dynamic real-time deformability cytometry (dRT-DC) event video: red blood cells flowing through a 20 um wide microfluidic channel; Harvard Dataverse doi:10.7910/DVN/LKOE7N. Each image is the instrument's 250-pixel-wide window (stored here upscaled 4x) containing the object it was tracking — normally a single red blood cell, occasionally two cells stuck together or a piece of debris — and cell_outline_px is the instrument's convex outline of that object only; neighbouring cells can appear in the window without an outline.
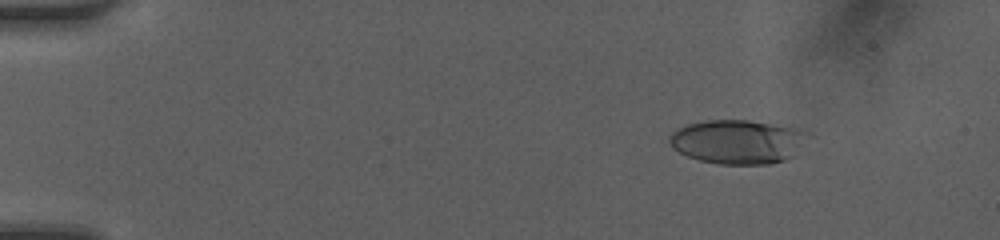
{"species": "human", "species_latin": "Homo sapiens", "temperature_condition": "room temperature", "stored_images_in_passage": 49, "camera_frame_rate_fps": 3000, "um_per_image_px": 0.085, "donor": {"sex": "female"}, "frame": {"image": 1, "passage_image": 7, "time_ms": 2.0, "image_size_px": [1000, 240], "cell_outline_px": [[804, 132], [792, 156], [784, 160], [768, 164], [720, 164], [700, 160], [688, 156], [672, 148], [668, 140], [668, 136], [672, 132], [688, 124], [708, 120], [748, 120], [800, 128]], "centroid_in_image_um": [62.59, 12.04], "position_along_channel_um": 22.4, "area_um2": 34.74}}
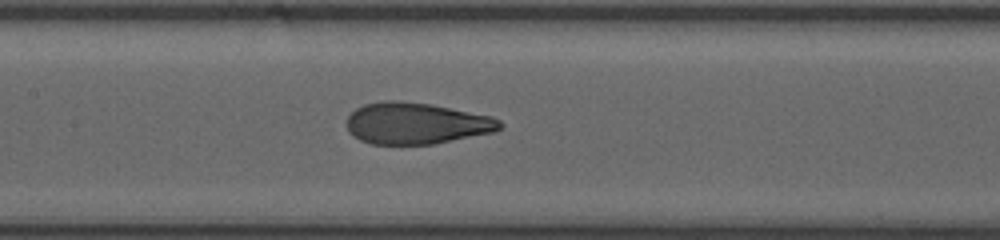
{"frame": {"image": 2, "passage_image": 25, "time_ms": 8.0, "image_size_px": [1000, 240], "cell_outline_px": [[504, 124], [496, 132], [432, 144], [372, 144], [360, 140], [352, 136], [348, 132], [348, 116], [356, 108], [364, 104], [388, 100], [400, 100], [432, 104], [492, 116], [500, 120]], "centroid_in_image_um": [35.4, 10.48], "position_along_channel_um": 172.0, "area_um2": 37.22}}
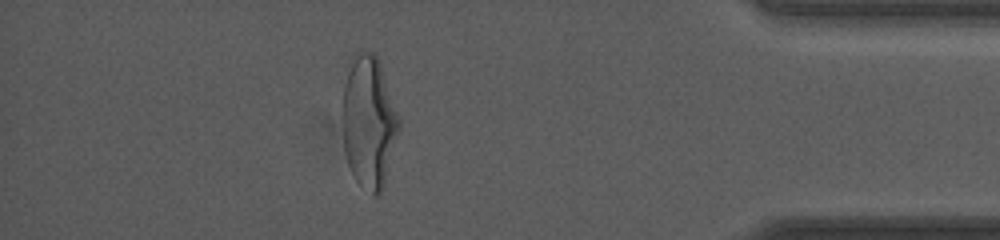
{"frame": {"image": 3, "passage_image": 44, "time_ms": 14.333, "image_size_px": [1000, 240], "cell_outline_px": [[400, 128], [384, 180], [380, 192], [376, 196], [372, 196], [356, 180], [348, 164], [344, 148], [344, 84], [352, 56], [360, 52], [372, 52], [380, 60], [400, 120]], "centroid_in_image_um": [31.37, 10.33], "position_along_channel_um": 403.8, "area_um2": 42.71}, "authors_computed_cell_mechanics": {"area_um2": 36.8764, "velocity_mm_per_s": 4.2306, "shape_relaxation_time_tau1_ms": 4.6216, "shape_relaxation_time_tau2_ms": 0.7582, "deformation_change_tau1": 0.2192, "deformation_change_tau2": 0.0775}}